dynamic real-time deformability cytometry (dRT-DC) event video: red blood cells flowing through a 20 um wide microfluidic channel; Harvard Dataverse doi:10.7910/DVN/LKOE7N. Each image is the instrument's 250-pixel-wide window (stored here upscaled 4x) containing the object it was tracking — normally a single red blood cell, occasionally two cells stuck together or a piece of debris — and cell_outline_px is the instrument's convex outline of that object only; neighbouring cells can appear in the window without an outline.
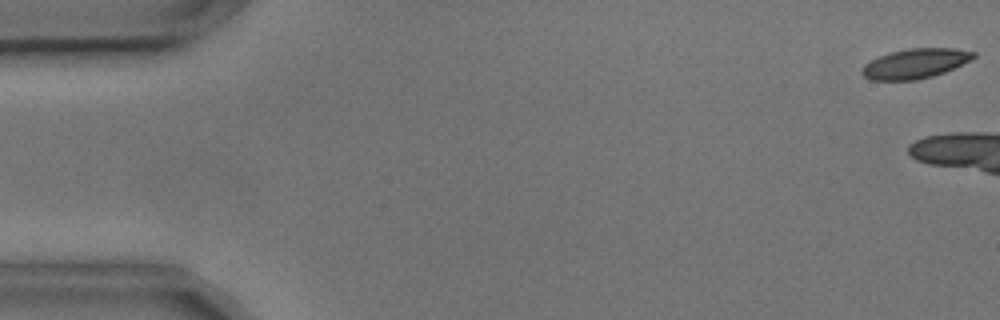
{"species": "common noctule bat (a hibernating species)", "species_latin": "Nyctalus noctula", "temperature_condition": "cold", "stored_images_in_passage": 4, "camera_frame_rate_fps": 3000, "um_per_image_px": 0.085, "animal": {"sex": "male", "body_mass_g": 17.9, "forearm_length_mm": 54.2}, "frame": {"image": 1, "passage_image": 1, "time_ms": 0.0, "image_size_px": [1000, 320], "cell_outline_px": [[976, 56], [944, 72], [932, 76], [916, 80], [872, 80], [864, 76], [860, 72], [864, 64], [888, 52], [908, 48], [952, 48], [976, 52]], "centroid_in_image_um": [77.75, 5.39], "position_along_channel_um": 7.3, "area_um2": 19.13}}